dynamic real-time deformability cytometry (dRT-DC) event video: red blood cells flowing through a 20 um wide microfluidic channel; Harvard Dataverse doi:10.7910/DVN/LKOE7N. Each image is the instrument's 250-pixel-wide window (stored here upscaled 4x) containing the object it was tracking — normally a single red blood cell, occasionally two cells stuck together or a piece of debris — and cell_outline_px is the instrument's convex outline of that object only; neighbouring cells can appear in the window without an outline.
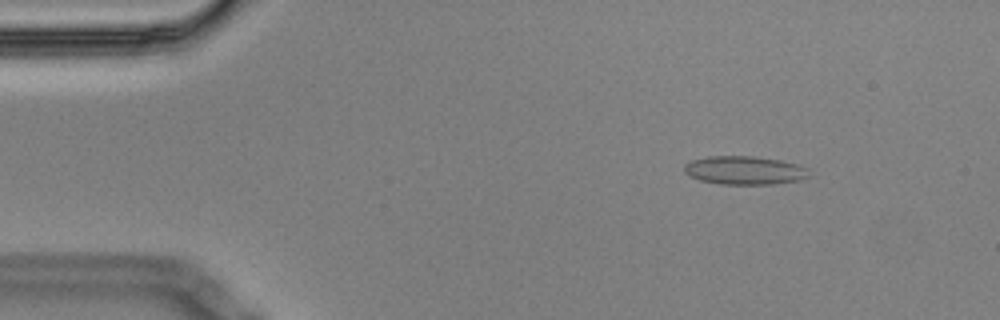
{"species": "Egyptian fruit bat (a non-hibernating species)", "species_latin": "Rousettus aegyptiacus", "temperature_condition": "cold", "stored_images_in_passage": 5, "camera_frame_rate_fps": 3000, "um_per_image_px": 0.085, "animal": {"sex": "male"}, "frame": {"image": 1, "passage_image": 2, "time_ms": 0.333, "image_size_px": [1000, 320], "cell_outline_px": [[812, 176], [800, 180], [776, 184], [720, 184], [700, 180], [688, 176], [684, 172], [684, 164], [692, 160], [708, 156], [752, 156], [780, 160], [796, 164], [808, 168]], "centroid_in_image_um": [63.3, 14.48], "position_along_channel_um": 21.7, "area_um2": 20.92}}